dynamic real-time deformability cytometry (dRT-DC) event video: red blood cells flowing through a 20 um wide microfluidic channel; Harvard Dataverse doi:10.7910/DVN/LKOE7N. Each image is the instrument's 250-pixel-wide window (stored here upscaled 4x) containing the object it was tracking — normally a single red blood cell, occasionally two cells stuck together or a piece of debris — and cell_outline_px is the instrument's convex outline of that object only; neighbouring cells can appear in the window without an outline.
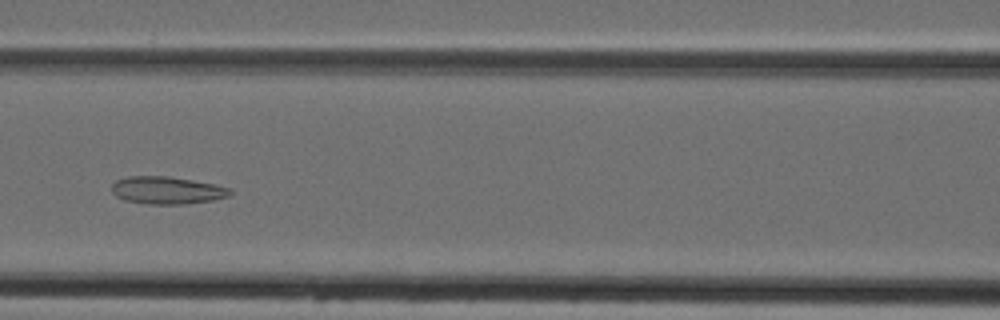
{"species": "Egyptian fruit bat (a non-hibernating species)", "species_latin": "Rousettus aegyptiacus", "temperature_condition": "cold", "stored_images_in_passage": 4, "camera_frame_rate_fps": 3000, "um_per_image_px": 0.085, "animal": {"sex": "female"}, "frame": {"image": 1, "passage_image": 4, "time_ms": 3.333, "image_size_px": [1000, 320], "cell_outline_px": [[232, 192], [228, 196], [212, 200], [184, 204], [148, 204], [124, 200], [116, 196], [112, 192], [112, 184], [116, 180], [128, 176], [168, 176], [192, 180], [232, 188]], "centroid_in_image_um": [14.17, 16.17], "position_along_channel_um": 152.4, "area_um2": 18.9}}